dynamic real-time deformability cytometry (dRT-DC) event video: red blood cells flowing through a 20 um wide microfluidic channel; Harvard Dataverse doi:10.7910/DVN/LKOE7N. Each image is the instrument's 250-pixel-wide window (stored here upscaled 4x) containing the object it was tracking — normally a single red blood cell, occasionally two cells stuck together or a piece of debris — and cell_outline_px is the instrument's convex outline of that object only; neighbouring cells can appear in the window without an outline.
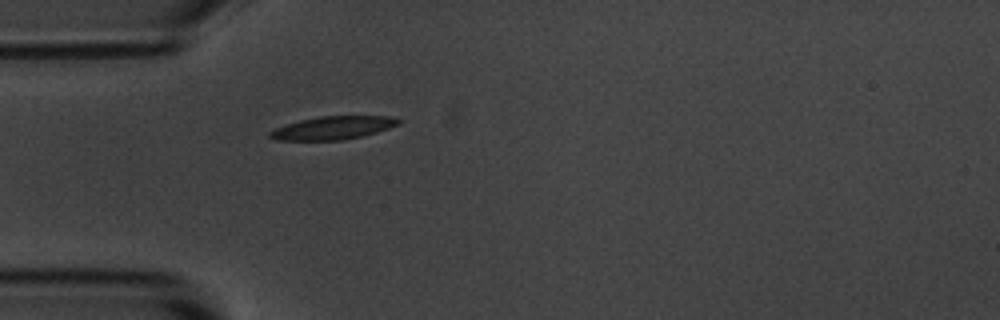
{"species": "common noctule bat (a hibernating species)", "species_latin": "Nyctalus noctula", "temperature_condition": "room temperature", "stored_images_in_passage": 1, "camera_frame_rate_fps": 3000, "um_per_image_px": 0.085, "animal": {"sex": "male", "body_mass_g": 20.1, "forearm_length_mm": 53.5}, "frame": {"image": 1, "passage_image": 1, "time_ms": 0.0, "image_size_px": [1000, 320], "cell_outline_px": [[404, 120], [400, 124], [376, 132], [360, 136], [340, 140], [276, 140], [268, 136], [268, 132], [276, 128], [300, 120], [320, 116], [392, 116]], "centroid_in_image_um": [28.33, 10.86], "position_along_channel_um": 56.7, "area_um2": 17.22}}